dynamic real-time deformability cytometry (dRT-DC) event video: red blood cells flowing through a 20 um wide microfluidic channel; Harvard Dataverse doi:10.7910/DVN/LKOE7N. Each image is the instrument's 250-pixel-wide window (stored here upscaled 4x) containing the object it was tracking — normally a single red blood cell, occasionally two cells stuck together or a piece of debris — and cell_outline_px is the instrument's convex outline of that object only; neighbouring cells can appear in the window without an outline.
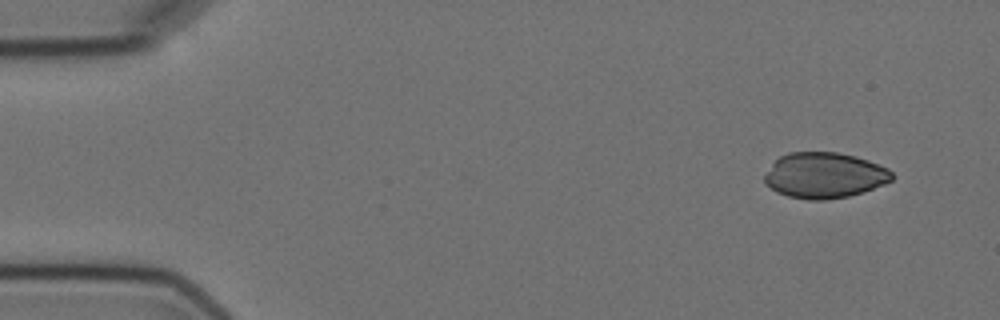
{"species": "Egyptian fruit bat (a non-hibernating species)", "species_latin": "Rousettus aegyptiacus", "temperature_condition": "cold", "stored_images_in_passage": 5, "camera_frame_rate_fps": 3000, "um_per_image_px": 0.085, "animal": {"sex": "female"}, "frame": {"image": 1, "passage_image": 1, "time_ms": 0.0, "image_size_px": [1000, 320], "cell_outline_px": [[892, 180], [884, 184], [848, 196], [828, 200], [808, 200], [788, 196], [776, 192], [764, 184], [764, 176], [772, 164], [780, 156], [788, 152], [836, 152], [856, 156], [868, 160], [888, 168], [892, 172]], "centroid_in_image_um": [70.05, 14.9], "position_along_channel_um": 15.0, "area_um2": 33.93}}